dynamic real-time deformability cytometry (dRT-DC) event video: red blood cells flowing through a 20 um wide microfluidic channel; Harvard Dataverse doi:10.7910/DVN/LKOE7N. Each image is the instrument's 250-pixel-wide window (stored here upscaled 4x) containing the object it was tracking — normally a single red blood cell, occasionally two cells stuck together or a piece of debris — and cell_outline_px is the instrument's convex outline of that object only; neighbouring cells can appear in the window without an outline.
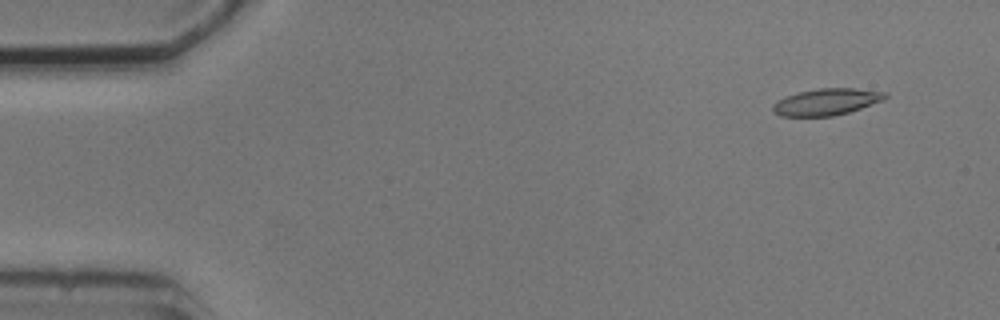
{"species": "common noctule bat (a hibernating species)", "species_latin": "Nyctalus noctula", "temperature_condition": "cold", "stored_images_in_passage": 9, "camera_frame_rate_fps": 3000, "um_per_image_px": 0.085, "animal": {"sex": "male", "body_mass_g": 20.5, "forearm_length_mm": 52.5}, "frame": {"image": 1, "passage_image": 1, "time_ms": 0.0, "image_size_px": [1000, 320], "cell_outline_px": [[888, 96], [884, 100], [848, 112], [832, 116], [780, 116], [772, 112], [772, 104], [776, 100], [784, 96], [800, 92], [820, 88], [856, 88], [888, 92]], "centroid_in_image_um": [70.23, 8.65], "position_along_channel_um": 14.8, "area_um2": 17.57}}
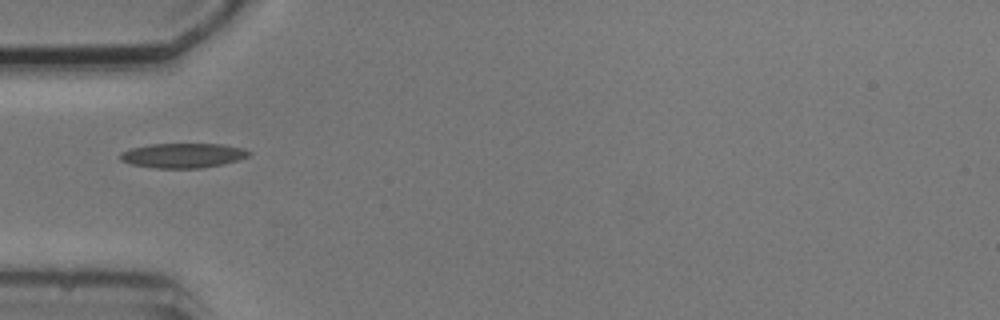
{"frame": {"image": 2, "passage_image": 4, "time_ms": 4.333, "image_size_px": [1000, 320], "cell_outline_px": [[252, 152], [248, 156], [236, 160], [220, 164], [200, 168], [156, 168], [132, 164], [120, 160], [120, 152], [132, 148], [152, 144], [224, 144], [244, 148]], "centroid_in_image_um": [15.55, 13.21], "position_along_channel_um": 69.5, "area_um2": 18.32}}
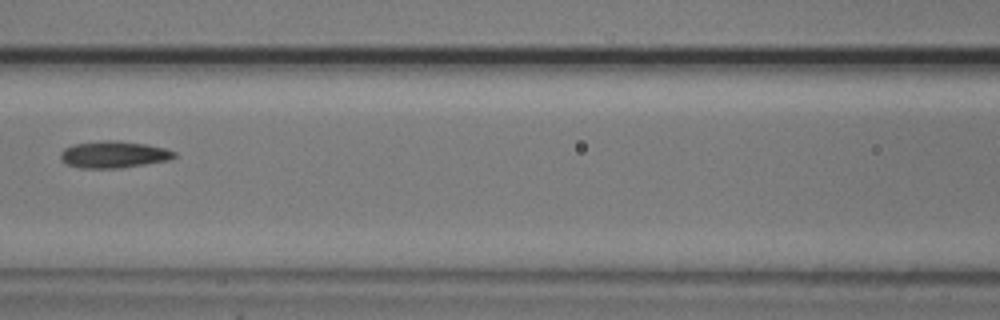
{"frame": {"image": 3, "passage_image": 6, "time_ms": 6.667, "image_size_px": [1000, 320], "cell_outline_px": [[176, 156], [168, 160], [120, 168], [80, 168], [68, 164], [60, 160], [60, 152], [64, 148], [72, 144], [104, 140], [112, 140], [144, 144], [164, 148], [176, 152]], "centroid_in_image_um": [9.62, 13.13], "position_along_channel_um": 157.0, "area_um2": 17.69}}